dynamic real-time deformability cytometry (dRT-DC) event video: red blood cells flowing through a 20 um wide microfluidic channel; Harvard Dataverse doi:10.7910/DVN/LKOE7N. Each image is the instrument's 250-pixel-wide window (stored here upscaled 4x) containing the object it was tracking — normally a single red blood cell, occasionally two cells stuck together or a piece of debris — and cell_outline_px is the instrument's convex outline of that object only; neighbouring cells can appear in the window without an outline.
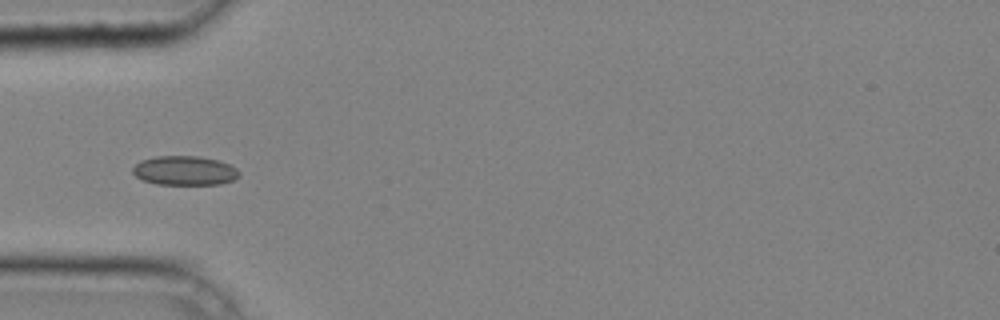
{"species": "common noctule bat (a hibernating species)", "species_latin": "Nyctalus noctula", "temperature_condition": "cold", "stored_images_in_passage": 15, "camera_frame_rate_fps": 3000, "um_per_image_px": 0.085, "animal": {"sex": "male", "body_mass_g": 20.4}, "frame": {"image": 1, "passage_image": 5, "time_ms": 1.333, "image_size_px": [1000, 320], "cell_outline_px": [[240, 176], [232, 180], [220, 184], [156, 184], [144, 180], [136, 176], [132, 172], [132, 168], [140, 160], [156, 156], [196, 156], [220, 160], [236, 168], [240, 172]], "centroid_in_image_um": [15.7, 14.49], "position_along_channel_um": 69.3, "area_um2": 18.15}}
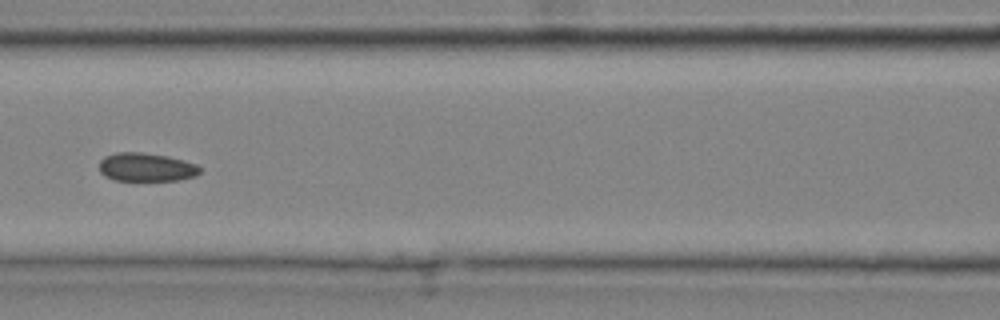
{"frame": {"image": 2, "passage_image": 11, "time_ms": 3.333, "image_size_px": [1000, 320], "cell_outline_px": [[200, 172], [196, 176], [180, 180], [116, 180], [104, 176], [100, 172], [100, 160], [104, 156], [116, 152], [140, 152], [168, 156], [184, 160], [196, 164], [200, 168]], "centroid_in_image_um": [12.43, 14.2], "position_along_channel_um": 154.2, "area_um2": 16.76}}